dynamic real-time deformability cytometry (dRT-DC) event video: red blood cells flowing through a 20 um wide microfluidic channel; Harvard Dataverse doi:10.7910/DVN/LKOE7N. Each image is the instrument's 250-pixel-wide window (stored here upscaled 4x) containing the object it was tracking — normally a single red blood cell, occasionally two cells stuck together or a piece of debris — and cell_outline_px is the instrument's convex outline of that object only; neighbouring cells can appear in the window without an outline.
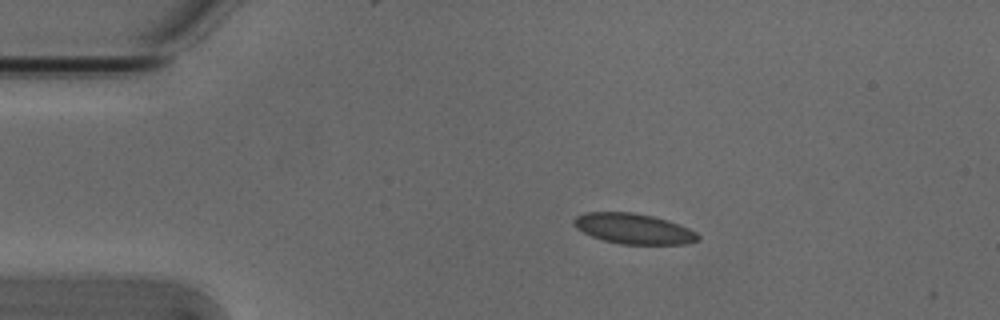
{"species": "Egyptian fruit bat (a non-hibernating species)", "species_latin": "Rousettus aegyptiacus", "temperature_condition": "cold", "stored_images_in_passage": 36, "camera_frame_rate_fps": 3000, "um_per_image_px": 0.085, "animal": {"sex": "male"}, "frame": {"image": 1, "passage_image": 1, "time_ms": 0.0, "image_size_px": [1000, 320], "cell_outline_px": [[700, 240], [688, 244], [620, 244], [604, 240], [592, 236], [576, 228], [572, 224], [572, 220], [576, 216], [584, 212], [632, 212], [652, 216], [668, 220], [688, 228], [696, 232], [700, 236]], "centroid_in_image_um": [53.85, 19.44], "position_along_channel_um": 31.1, "area_um2": 22.08}}
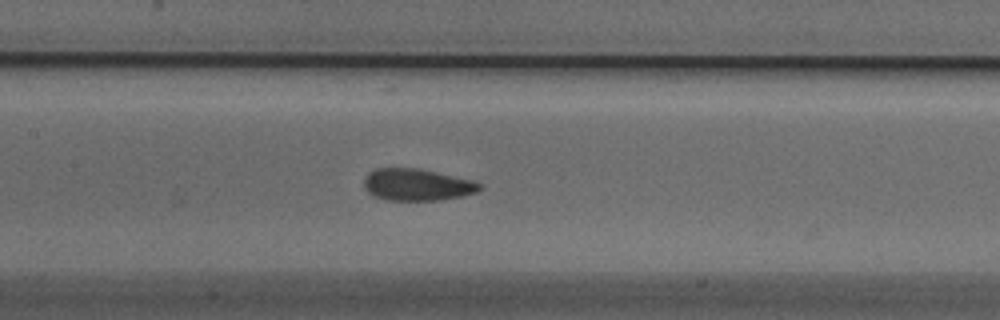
{"frame": {"image": 2, "passage_image": 16, "time_ms": 5.0, "image_size_px": [1000, 320], "cell_outline_px": [[480, 188], [476, 192], [464, 196], [440, 200], [388, 200], [372, 196], [364, 188], [364, 180], [368, 172], [376, 168], [420, 168], [476, 180], [480, 184]], "centroid_in_image_um": [35.45, 15.69], "position_along_channel_um": 171.9, "area_um2": 21.79}}
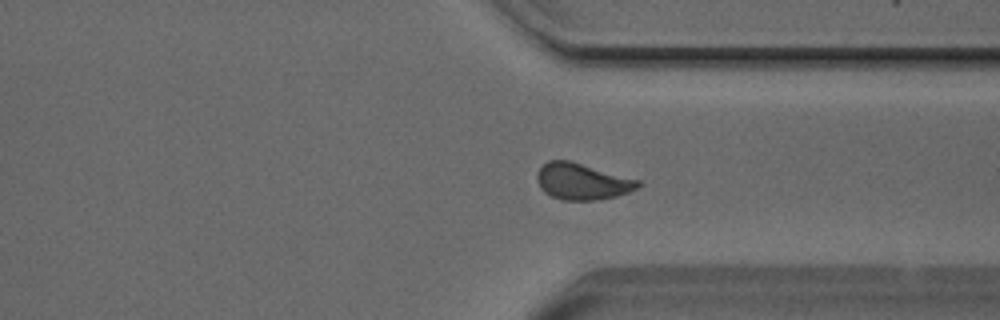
{"frame": {"image": 3, "passage_image": 31, "time_ms": 10.0, "image_size_px": [1000, 320], "cell_outline_px": [[640, 184], [636, 188], [628, 192], [616, 196], [600, 200], [560, 200], [544, 192], [540, 188], [536, 180], [536, 172], [548, 160], [568, 160], [640, 180]], "centroid_in_image_um": [49.44, 15.43], "position_along_channel_um": 362.0, "area_um2": 21.39}}